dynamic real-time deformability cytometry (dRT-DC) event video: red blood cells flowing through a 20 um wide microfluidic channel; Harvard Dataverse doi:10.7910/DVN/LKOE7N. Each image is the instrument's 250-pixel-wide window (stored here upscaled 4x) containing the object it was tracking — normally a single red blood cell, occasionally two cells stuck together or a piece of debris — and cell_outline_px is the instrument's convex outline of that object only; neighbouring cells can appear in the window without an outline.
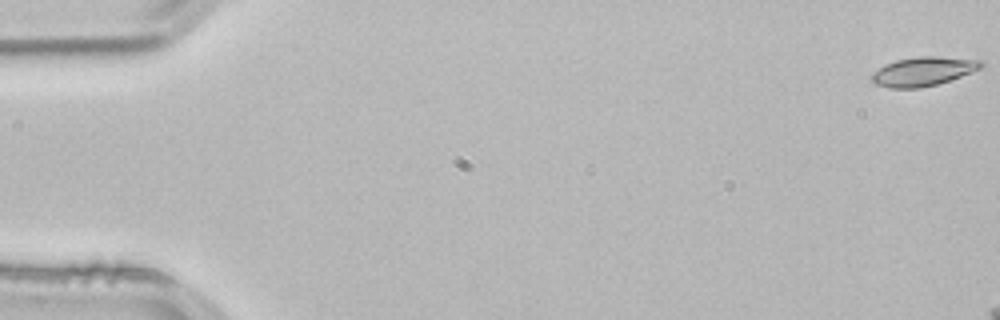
{"species": "common noctule bat (a hibernating species)", "species_latin": "Nyctalus noctula", "temperature_condition": "room temperature", "stored_images_in_passage": 9, "camera_frame_rate_fps": 3000, "um_per_image_px": 0.085, "animal": {"sex": "male", "body_mass_g": 21.5, "forearm_length_mm": 52.0}, "frame": {"image": 1, "passage_image": 1, "time_ms": 0.0, "image_size_px": [1000, 320], "cell_outline_px": [[984, 64], [980, 68], [972, 72], [936, 84], [920, 88], [888, 88], [876, 84], [868, 76], [872, 72], [884, 64], [896, 60], [916, 56], [940, 56], [984, 60]], "centroid_in_image_um": [78.44, 6.05], "position_along_channel_um": 6.6, "area_um2": 18.67}}